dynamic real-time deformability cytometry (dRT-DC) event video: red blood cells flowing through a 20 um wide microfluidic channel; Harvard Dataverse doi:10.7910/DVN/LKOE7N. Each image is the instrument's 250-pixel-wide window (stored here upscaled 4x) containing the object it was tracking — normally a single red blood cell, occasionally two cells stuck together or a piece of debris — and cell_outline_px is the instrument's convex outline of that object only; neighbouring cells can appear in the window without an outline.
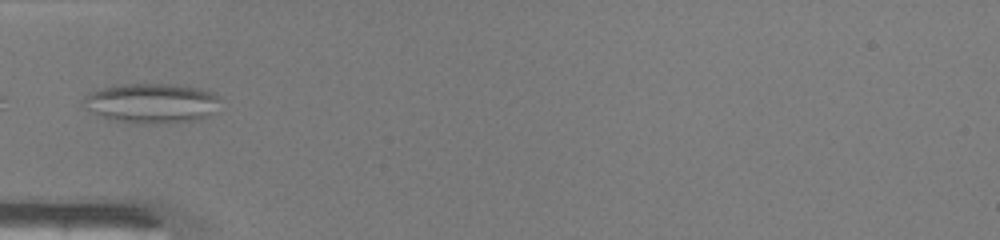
{"species": "common noctule bat (a hibernating species)", "species_latin": "Nyctalus noctula", "temperature_condition": "warm", "stored_images_in_passage": 26, "segment_of_instrument_passage": [1, 2], "camera_frame_rate_fps": 3000, "um_per_image_px": 0.085, "animal": {"sex": "male", "body_mass_g": 19.0, "forearm_length_mm": 50.8}, "frame": {"image": 1, "passage_image": 1, "time_ms": 0.0, "image_size_px": [1000, 240], "cell_outline_px": [[220, 96], [208, 116], [200, 120], [148, 124], [108, 120], [96, 116], [84, 108], [80, 100], [84, 96], [100, 88], [120, 84], [168, 84], [200, 88], [212, 92]], "centroid_in_image_um": [12.77, 8.78], "position_along_channel_um": 72.2, "area_um2": 31.91}}